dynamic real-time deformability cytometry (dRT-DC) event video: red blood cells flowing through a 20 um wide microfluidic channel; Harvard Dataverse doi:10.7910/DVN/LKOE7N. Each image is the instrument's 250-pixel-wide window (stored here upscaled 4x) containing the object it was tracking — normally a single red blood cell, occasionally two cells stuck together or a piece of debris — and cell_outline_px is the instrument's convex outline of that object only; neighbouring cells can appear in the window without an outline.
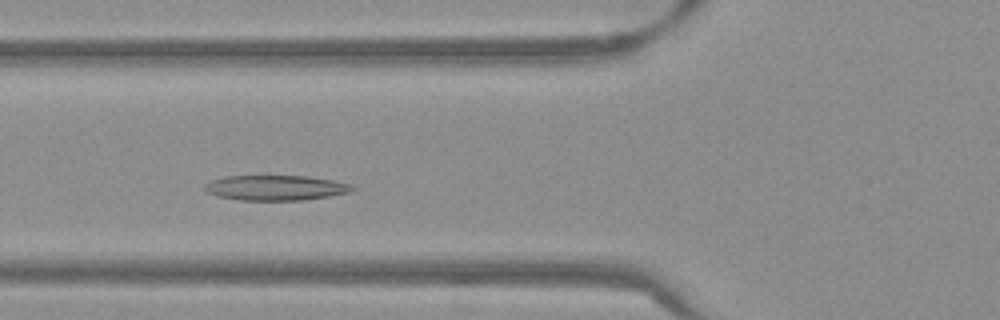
{"species": "Egyptian fruit bat (a non-hibernating species)", "species_latin": "Rousettus aegyptiacus", "temperature_condition": "warm", "stored_images_in_passage": 47, "camera_frame_rate_fps": 3000, "um_per_image_px": 0.085, "frame": {"image": 1, "passage_image": 14, "time_ms": 4.333, "image_size_px": [1000, 320], "cell_outline_px": [[356, 188], [348, 192], [328, 196], [304, 200], [240, 200], [216, 196], [204, 192], [204, 184], [212, 180], [224, 176], [308, 176], [332, 180], [352, 184]], "centroid_in_image_um": [23.38, 15.96], "position_along_channel_um": 102.4, "area_um2": 21.68}}
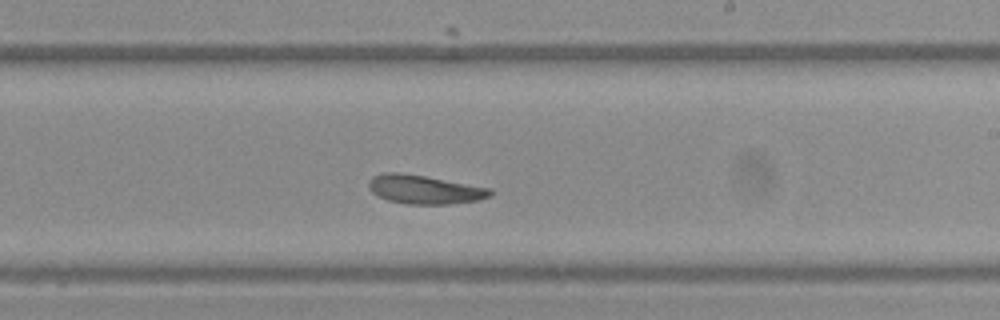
{"frame": {"image": 2, "passage_image": 26, "time_ms": 8.333, "image_size_px": [1000, 320], "cell_outline_px": [[492, 196], [476, 200], [448, 204], [408, 204], [388, 200], [376, 196], [368, 188], [368, 180], [372, 176], [384, 172], [400, 172], [424, 176], [492, 188]], "centroid_in_image_um": [36.04, 16.1], "position_along_channel_um": 253.0, "area_um2": 20.46}}
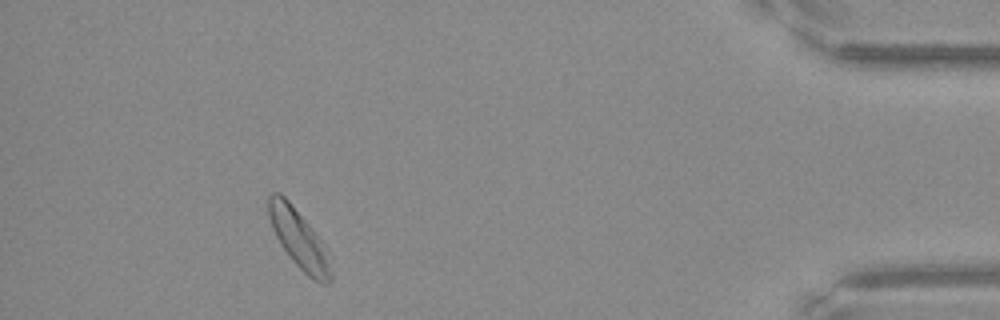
{"frame": {"image": 3, "passage_image": 43, "time_ms": 14.0, "image_size_px": [1000, 320], "cell_outline_px": [[332, 280], [328, 284], [324, 284], [308, 276], [292, 260], [280, 244], [272, 228], [268, 216], [268, 196], [272, 192], [280, 192], [288, 200], [316, 232], [324, 244], [332, 272]], "centroid_in_image_um": [25.4, 20.3], "position_along_channel_um": 409.8, "area_um2": 21.21}, "authors_computed_cell_mechanics": {"area_um2": 21.1548, "velocity_mm_per_s": 3.7647, "shape_relaxation_time_tau1_ms": 6.9122, "shape_relaxation_time_tau2_ms": 1.3976, "deformation_change_tau1": 0.1596, "deformation_change_tau2": 0.09}}